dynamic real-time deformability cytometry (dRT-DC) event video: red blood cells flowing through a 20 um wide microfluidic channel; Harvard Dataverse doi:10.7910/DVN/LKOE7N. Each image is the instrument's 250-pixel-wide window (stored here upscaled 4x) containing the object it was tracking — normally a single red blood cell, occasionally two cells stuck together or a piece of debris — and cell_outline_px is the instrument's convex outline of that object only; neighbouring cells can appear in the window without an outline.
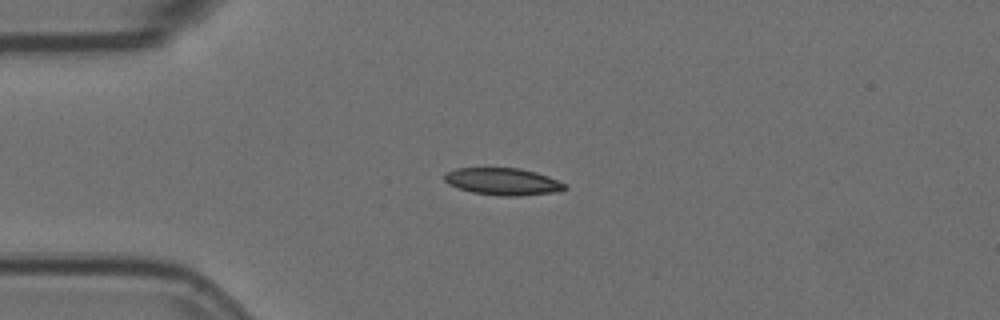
{"species": "Egyptian fruit bat (a non-hibernating species)", "species_latin": "Rousettus aegyptiacus", "temperature_condition": "room temperature", "stored_images_in_passage": 1, "camera_frame_rate_fps": 3000, "um_per_image_px": 0.085, "animal": {"sex": "female"}, "frame": {"image": 1, "passage_image": 1, "time_ms": 0.0, "image_size_px": [1000, 320], "cell_outline_px": [[568, 188], [556, 192], [520, 196], [504, 196], [472, 192], [448, 184], [444, 180], [444, 172], [456, 168], [520, 168], [536, 172], [548, 176], [568, 184]], "centroid_in_image_um": [42.77, 15.43], "position_along_channel_um": 42.2, "area_um2": 19.13}}